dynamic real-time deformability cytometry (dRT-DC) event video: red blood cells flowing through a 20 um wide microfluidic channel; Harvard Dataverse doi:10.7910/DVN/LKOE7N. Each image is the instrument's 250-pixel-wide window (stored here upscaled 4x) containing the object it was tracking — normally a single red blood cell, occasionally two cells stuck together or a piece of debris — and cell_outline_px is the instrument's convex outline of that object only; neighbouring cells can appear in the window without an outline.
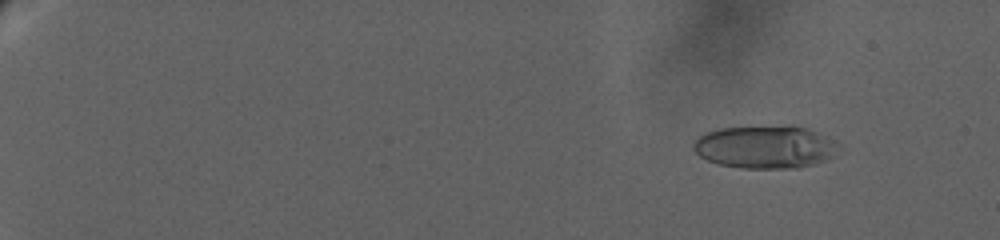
{"species": "human", "species_latin": "Homo sapiens", "temperature_condition": "warm", "stored_images_in_passage": 29, "camera_frame_rate_fps": 3000, "um_per_image_px": 0.085, "donor": {"sex": "female"}, "frame": {"image": 1, "passage_image": 9, "time_ms": 3.667, "image_size_px": [1000, 240], "cell_outline_px": [[828, 156], [824, 160], [816, 164], [796, 168], [740, 168], [720, 164], [708, 160], [700, 156], [692, 148], [692, 144], [700, 136], [708, 132], [720, 128], [788, 124], [796, 124], [808, 128], [816, 132], [828, 140]], "centroid_in_image_um": [64.87, 12.47], "position_along_channel_um": 20.1, "area_um2": 35.43}}
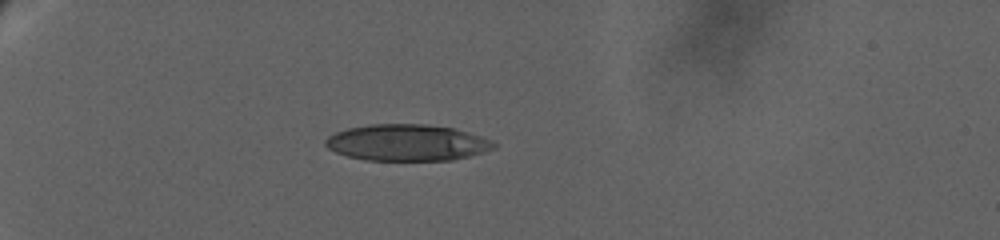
{"frame": {"image": 2, "passage_image": 22, "time_ms": 9.667, "image_size_px": [1000, 240], "cell_outline_px": [[496, 148], [484, 152], [452, 160], [364, 160], [348, 156], [336, 152], [328, 148], [324, 144], [324, 140], [328, 136], [336, 132], [348, 128], [372, 124], [424, 124], [452, 128], [480, 136], [492, 140], [496, 144]], "centroid_in_image_um": [34.59, 12.13], "position_along_channel_um": 50.4, "area_um2": 35.6}}
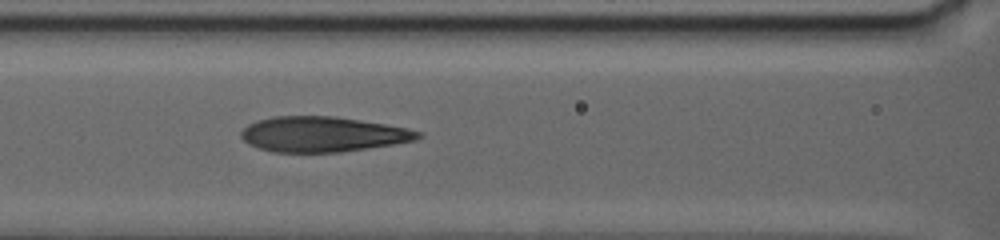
{"frame": {"image": 3, "passage_image": 29, "time_ms": 14.667, "image_size_px": [1000, 240], "cell_outline_px": [[424, 136], [416, 140], [392, 144], [340, 152], [272, 152], [256, 148], [248, 144], [240, 136], [240, 132], [248, 124], [256, 120], [272, 116], [336, 116], [384, 124], [424, 132]], "centroid_in_image_um": [27.38, 11.41], "position_along_channel_um": 139.2, "area_um2": 36.41}}